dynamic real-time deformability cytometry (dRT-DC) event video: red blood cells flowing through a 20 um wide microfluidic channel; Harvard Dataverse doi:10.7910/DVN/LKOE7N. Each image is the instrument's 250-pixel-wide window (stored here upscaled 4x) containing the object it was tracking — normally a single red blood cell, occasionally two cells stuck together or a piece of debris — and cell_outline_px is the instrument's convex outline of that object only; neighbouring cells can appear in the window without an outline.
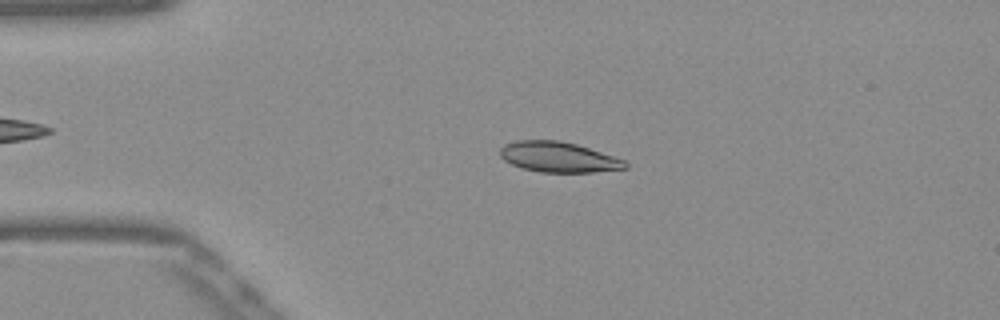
{"species": "Egyptian fruit bat (a non-hibernating species)", "species_latin": "Rousettus aegyptiacus", "temperature_condition": "warm", "stored_images_in_passage": 51, "camera_frame_rate_fps": 3000, "um_per_image_px": 0.085, "frame": {"image": 1, "passage_image": 11, "time_ms": 3.333, "image_size_px": [1000, 320], "cell_outline_px": [[628, 168], [592, 172], [540, 172], [520, 168], [504, 160], [500, 156], [500, 148], [504, 144], [516, 140], [560, 140], [576, 144], [624, 160], [628, 164]], "centroid_in_image_um": [47.42, 13.35], "position_along_channel_um": 37.6, "area_um2": 22.08}}
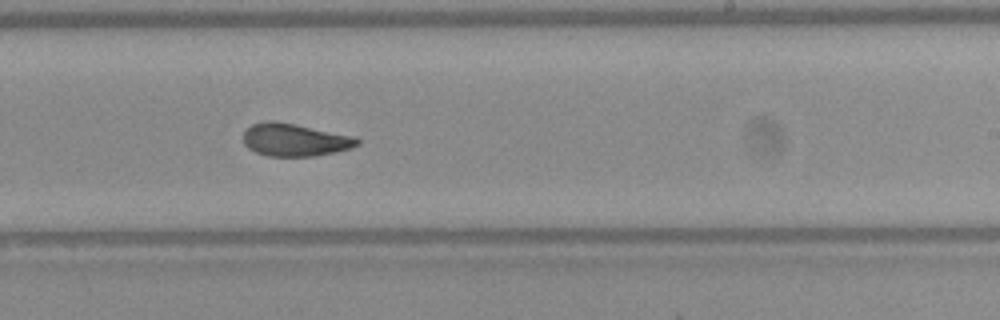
{"frame": {"image": 2, "passage_image": 31, "time_ms": 10.0, "image_size_px": [1000, 320], "cell_outline_px": [[360, 144], [352, 148], [336, 152], [316, 156], [268, 156], [256, 152], [248, 148], [244, 144], [244, 132], [252, 124], [268, 120], [272, 120], [296, 124], [356, 136], [360, 140]], "centroid_in_image_um": [25.1, 11.89], "position_along_channel_um": 263.9, "area_um2": 21.91}}
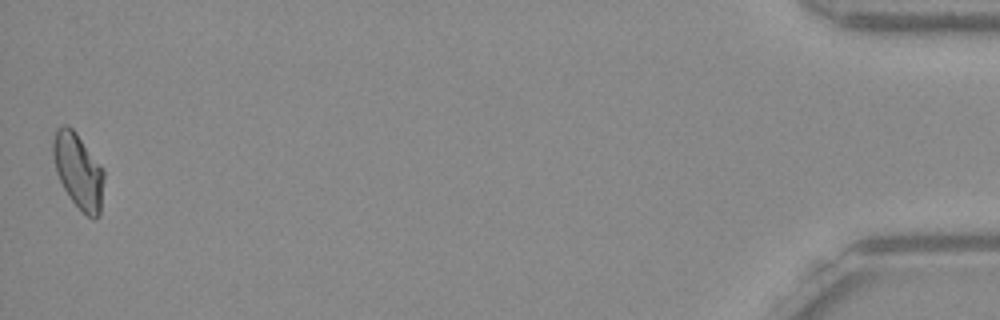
{"frame": {"image": 3, "passage_image": 51, "time_ms": 16.667, "image_size_px": [1000, 320], "cell_outline_px": [[104, 176], [100, 216], [96, 220], [88, 216], [72, 200], [64, 188], [56, 172], [52, 152], [52, 140], [56, 128], [64, 124], [68, 124], [76, 132], [104, 168]], "centroid_in_image_um": [6.66, 14.49], "position_along_channel_um": 428.5, "area_um2": 22.43}, "authors_computed_cell_mechanics": {"area_um2": 21.964, "velocity_mm_per_s": 3.8796, "shape_relaxation_time_tau1_ms": 5.7626, "shape_relaxation_time_tau2_ms": 1.9054, "deformation_change_tau1": 0.1613, "deformation_change_tau2": 0.0465}}